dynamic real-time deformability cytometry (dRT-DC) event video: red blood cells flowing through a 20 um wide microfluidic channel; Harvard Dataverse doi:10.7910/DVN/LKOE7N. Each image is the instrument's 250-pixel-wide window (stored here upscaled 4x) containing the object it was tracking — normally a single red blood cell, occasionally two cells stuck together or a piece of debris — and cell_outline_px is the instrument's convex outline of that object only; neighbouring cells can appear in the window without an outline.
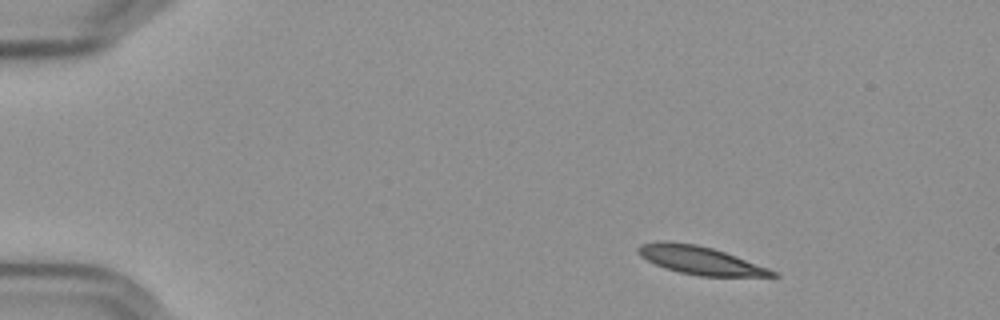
{"species": "Egyptian fruit bat (a non-hibernating species)", "species_latin": "Rousettus aegyptiacus", "temperature_condition": "cold", "stored_images_in_passage": 49, "camera_frame_rate_fps": 3000, "um_per_image_px": 0.085, "frame": {"image": 1, "passage_image": 1, "time_ms": 0.0, "image_size_px": [1000, 320], "cell_outline_px": [[780, 276], [700, 276], [680, 272], [664, 268], [640, 256], [636, 252], [636, 248], [640, 244], [660, 240], [668, 240], [696, 244], [712, 248], [736, 256], [768, 268], [776, 272]], "centroid_in_image_um": [59.44, 22.1], "position_along_channel_um": 25.6, "area_um2": 21.96}}
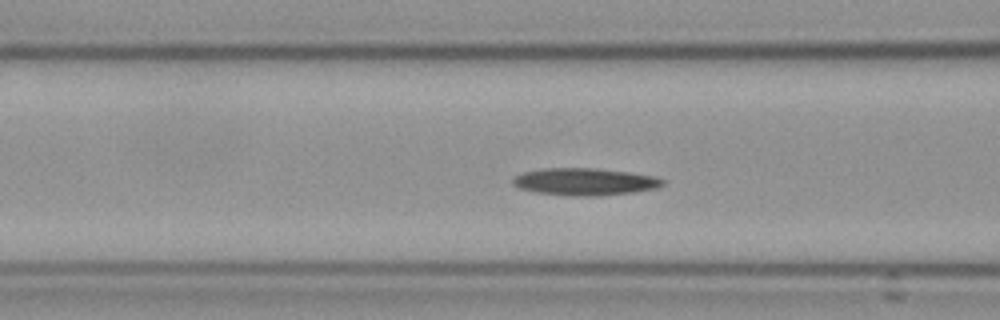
{"frame": {"image": 2, "passage_image": 16, "time_ms": 5.0, "image_size_px": [1000, 320], "cell_outline_px": [[664, 184], [656, 188], [632, 192], [596, 196], [572, 196], [536, 192], [520, 188], [512, 184], [512, 180], [516, 176], [524, 172], [544, 168], [596, 168], [628, 172], [656, 176], [664, 180]], "centroid_in_image_um": [49.71, 15.44], "position_along_channel_um": 116.9, "area_um2": 23.64}}
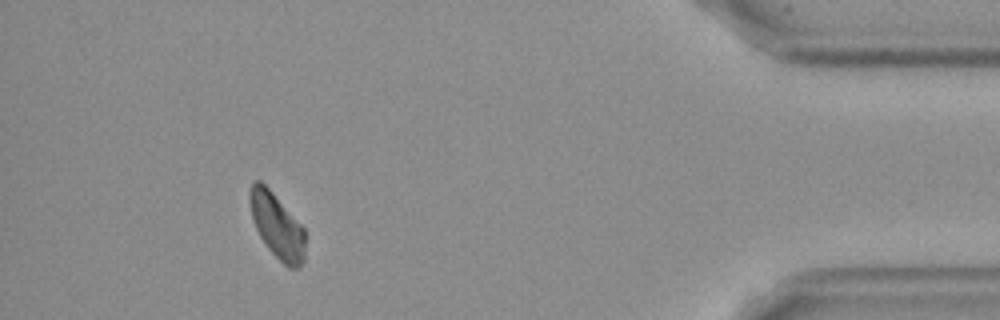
{"frame": {"image": 3, "passage_image": 45, "time_ms": 14.667, "image_size_px": [1000, 320], "cell_outline_px": [[304, 260], [300, 268], [288, 268], [268, 248], [260, 236], [252, 220], [248, 200], [248, 192], [252, 184], [256, 180], [260, 180], [272, 192], [304, 228]], "centroid_in_image_um": [23.52, 19.19], "position_along_channel_um": 411.7, "area_um2": 20.81}}